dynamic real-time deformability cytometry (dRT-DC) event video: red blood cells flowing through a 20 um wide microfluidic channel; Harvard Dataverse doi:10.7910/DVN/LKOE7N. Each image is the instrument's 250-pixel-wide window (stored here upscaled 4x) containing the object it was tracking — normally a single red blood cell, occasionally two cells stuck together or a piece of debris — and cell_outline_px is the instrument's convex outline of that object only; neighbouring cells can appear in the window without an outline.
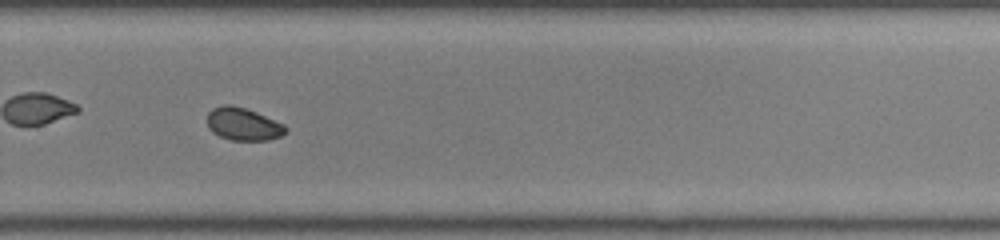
{"species": "common noctule bat (a hibernating species)", "species_latin": "Nyctalus noctula", "temperature_condition": "room temperature", "stored_images_in_passage": 52, "camera_frame_rate_fps": 3000, "um_per_image_px": 0.085, "animal": {"sex": "female", "body_mass_g": 22.0, "forearm_length_mm": 56.7}, "frame": {"image": 1, "passage_image": 37, "time_ms": 12.0, "image_size_px": [1000, 240], "cell_outline_px": [[288, 132], [280, 136], [268, 140], [232, 140], [220, 136], [212, 132], [208, 128], [208, 112], [212, 108], [224, 104], [232, 104], [256, 112], [284, 124], [288, 128]], "centroid_in_image_um": [20.68, 10.54], "position_along_channel_um": 309.1, "area_um2": 14.97}}